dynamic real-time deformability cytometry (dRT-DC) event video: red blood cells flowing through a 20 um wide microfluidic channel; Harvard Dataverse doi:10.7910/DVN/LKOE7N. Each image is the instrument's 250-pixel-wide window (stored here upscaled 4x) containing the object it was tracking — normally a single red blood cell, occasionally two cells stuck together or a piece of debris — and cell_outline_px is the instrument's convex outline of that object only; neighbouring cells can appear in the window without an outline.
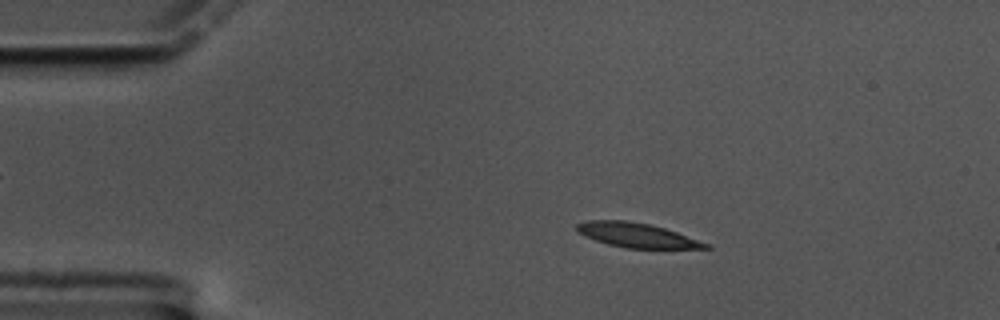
{"species": "common noctule bat (a hibernating species)", "species_latin": "Nyctalus noctula", "temperature_condition": "cold", "stored_images_in_passage": 59, "camera_frame_rate_fps": 3000, "um_per_image_px": 0.085, "animal": {"sex": "male", "body_mass_g": 17.5, "forearm_length_mm": 52.3}, "frame": {"image": 1, "passage_image": 10, "time_ms": 3.0, "image_size_px": [1000, 320], "cell_outline_px": [[712, 248], [624, 248], [608, 244], [596, 240], [576, 232], [576, 224], [588, 220], [624, 220], [648, 224], [664, 228], [712, 244]], "centroid_in_image_um": [54.13, 19.99], "position_along_channel_um": 30.9, "area_um2": 18.26}}
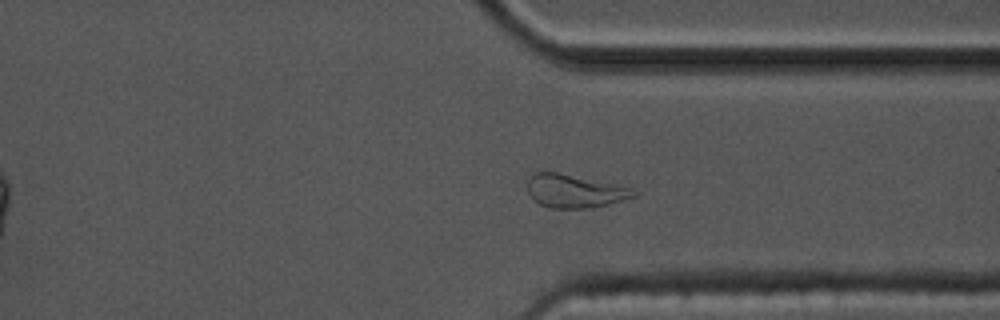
{"frame": {"image": 2, "passage_image": 44, "time_ms": 14.333, "image_size_px": [1000, 320], "cell_outline_px": [[640, 192], [636, 196], [608, 204], [592, 208], [548, 208], [532, 200], [528, 192], [528, 176], [536, 172], [556, 172], [632, 188]], "centroid_in_image_um": [48.82, 16.25], "position_along_channel_um": 362.6, "area_um2": 20.52}}
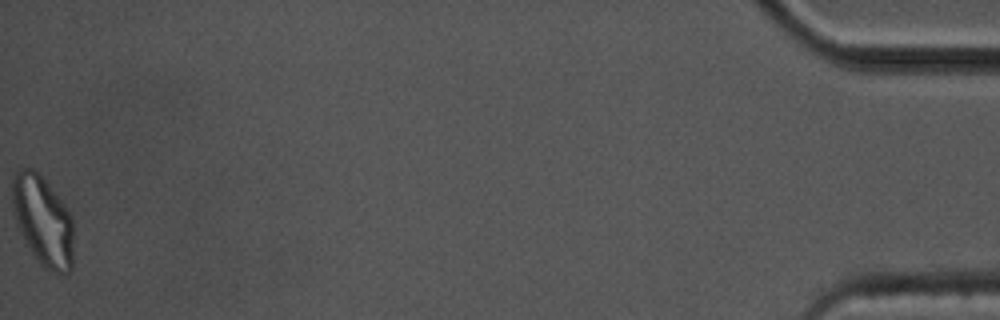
{"frame": {"image": 3, "passage_image": 59, "time_ms": 19.333, "image_size_px": [1000, 320], "cell_outline_px": [[72, 268], [68, 272], [52, 272], [44, 268], [20, 232], [16, 224], [12, 208], [12, 176], [20, 168], [32, 168], [44, 180], [64, 204], [72, 216]], "centroid_in_image_um": [3.63, 18.74], "position_along_channel_um": 431.6, "area_um2": 31.56}, "authors_computed_cell_mechanics": {"area_um2": 19.3052, "velocity_mm_per_s": 3.3642, "shape_relaxation_time_tau1_ms": 8.2149, "shape_relaxation_time_tau2_ms": 2.045, "deformation_change_tau1": 0.2052, "deformation_change_tau2": 0.0951}}